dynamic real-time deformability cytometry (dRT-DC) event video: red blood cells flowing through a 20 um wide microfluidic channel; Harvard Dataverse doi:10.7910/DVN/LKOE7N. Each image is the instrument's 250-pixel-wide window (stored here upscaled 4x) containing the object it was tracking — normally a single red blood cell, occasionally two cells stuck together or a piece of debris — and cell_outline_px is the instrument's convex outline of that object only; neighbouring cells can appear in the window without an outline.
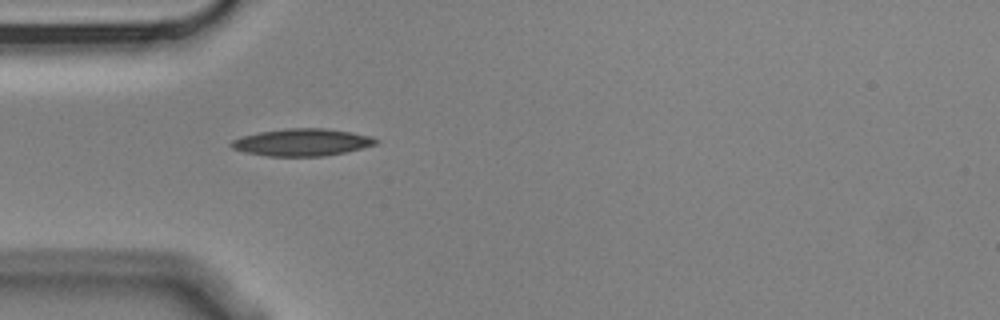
{"species": "Egyptian fruit bat (a non-hibernating species)", "species_latin": "Rousettus aegyptiacus", "temperature_condition": "cold", "stored_images_in_passage": 2, "camera_frame_rate_fps": 3000, "um_per_image_px": 0.085, "animal": {"sex": "male"}, "frame": {"image": 1, "passage_image": 2, "time_ms": 0.333, "image_size_px": [1000, 320], "cell_outline_px": [[380, 140], [376, 144], [344, 152], [324, 156], [268, 156], [244, 152], [232, 148], [228, 144], [232, 140], [244, 136], [260, 132], [284, 128], [324, 128], [352, 132], [372, 136]], "centroid_in_image_um": [25.67, 12.09], "position_along_channel_um": 59.3, "area_um2": 22.89}}